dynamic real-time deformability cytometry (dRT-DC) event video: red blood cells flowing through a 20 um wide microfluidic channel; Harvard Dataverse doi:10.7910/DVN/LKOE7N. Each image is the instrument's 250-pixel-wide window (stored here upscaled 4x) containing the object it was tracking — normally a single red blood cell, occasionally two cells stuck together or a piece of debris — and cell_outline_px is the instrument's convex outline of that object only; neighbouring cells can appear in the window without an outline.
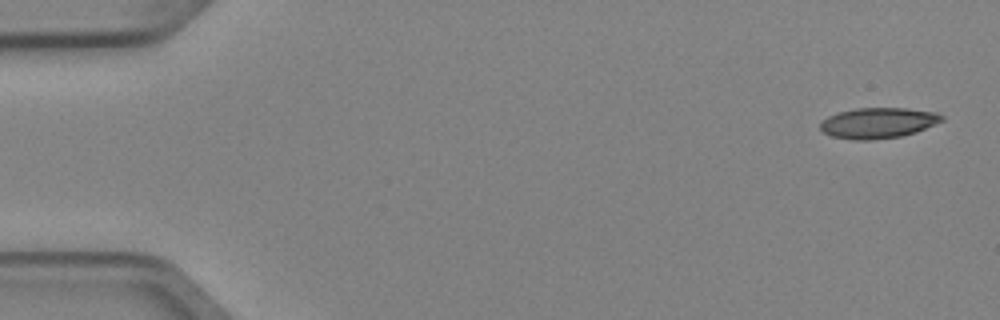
{"species": "Egyptian fruit bat (a non-hibernating species)", "species_latin": "Rousettus aegyptiacus", "temperature_condition": "cold", "stored_images_in_passage": 6, "camera_frame_rate_fps": 3000, "um_per_image_px": 0.085, "animal": {"sex": "female"}, "frame": {"image": 1, "passage_image": 1, "time_ms": 0.0, "image_size_px": [1000, 320], "cell_outline_px": [[944, 120], [916, 132], [900, 136], [872, 140], [852, 140], [832, 136], [824, 132], [820, 128], [820, 120], [836, 112], [856, 108], [904, 108], [936, 112], [944, 116]], "centroid_in_image_um": [74.61, 10.44], "position_along_channel_um": 10.4, "area_um2": 21.79}}
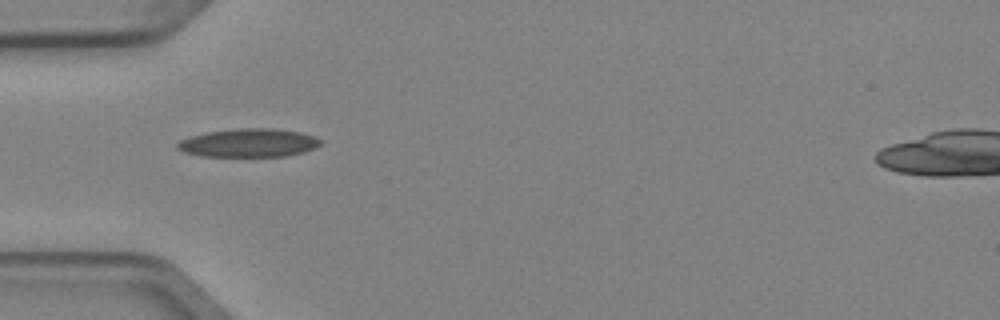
{"frame": {"image": 2, "passage_image": 5, "time_ms": 1.333, "image_size_px": [1000, 320], "cell_outline_px": [[320, 144], [316, 148], [304, 152], [284, 156], [200, 156], [184, 152], [176, 148], [176, 144], [180, 140], [192, 136], [208, 132], [240, 128], [272, 128], [300, 132], [316, 136], [320, 140]], "centroid_in_image_um": [21.15, 12.14], "position_along_channel_um": 63.8, "area_um2": 23.64}}
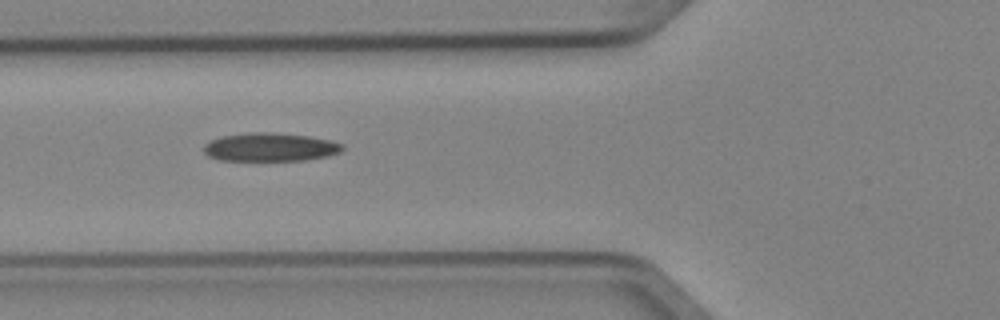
{"frame": {"image": 3, "passage_image": 6, "time_ms": 1.667, "image_size_px": [1000, 320], "cell_outline_px": [[344, 148], [340, 152], [324, 156], [304, 160], [220, 160], [208, 156], [204, 152], [204, 144], [212, 140], [224, 136], [248, 132], [268, 132], [308, 136], [332, 140], [344, 144]], "centroid_in_image_um": [22.97, 12.5], "position_along_channel_um": 102.8, "area_um2": 22.77}}